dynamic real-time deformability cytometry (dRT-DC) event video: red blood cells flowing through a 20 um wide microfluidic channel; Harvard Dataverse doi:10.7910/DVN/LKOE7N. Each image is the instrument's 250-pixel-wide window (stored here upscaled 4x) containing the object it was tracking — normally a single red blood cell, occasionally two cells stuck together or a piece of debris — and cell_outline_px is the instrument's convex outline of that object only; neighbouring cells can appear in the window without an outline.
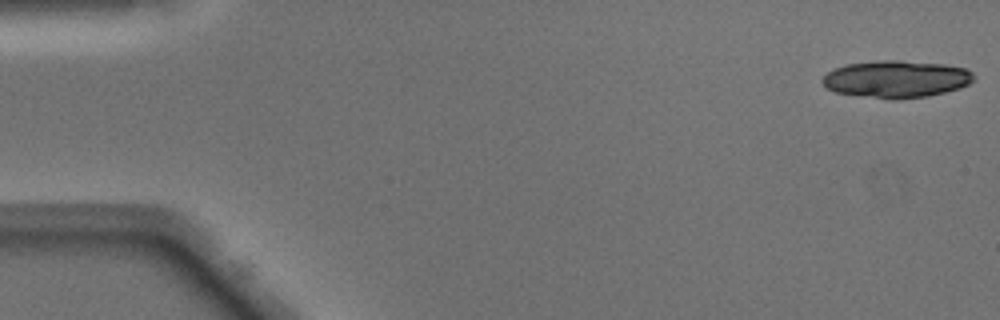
{"species": "Egyptian fruit bat (a non-hibernating species)", "species_latin": "Rousettus aegyptiacus", "temperature_condition": "warm", "stored_images_in_passage": 16, "camera_frame_rate_fps": 3000, "um_per_image_px": 0.085, "animal": {"sex": "male"}, "frame": {"image": 1, "passage_image": 1, "time_ms": 0.0, "image_size_px": [1000, 320], "cell_outline_px": [[976, 76], [968, 84], [960, 88], [928, 96], [900, 100], [888, 100], [836, 92], [828, 88], [820, 80], [832, 68], [848, 64], [876, 60], [900, 60], [944, 64], [964, 68], [972, 72]], "centroid_in_image_um": [76.18, 6.73], "position_along_channel_um": 8.8, "area_um2": 33.06}}
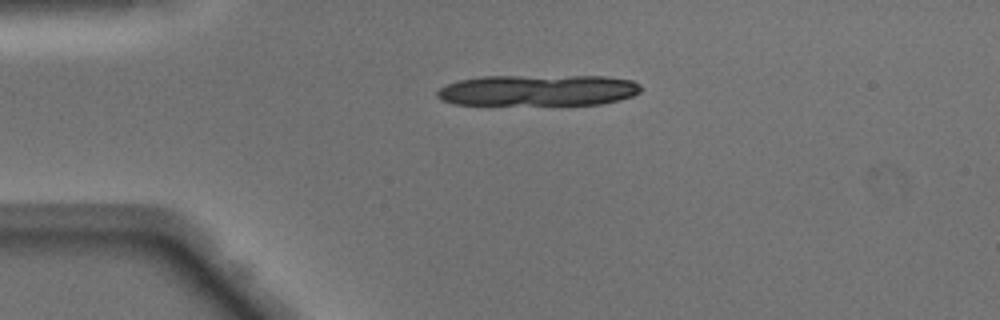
{"frame": {"image": 2, "passage_image": 11, "time_ms": 3.333, "image_size_px": [1000, 320], "cell_outline_px": [[640, 92], [632, 96], [620, 100], [600, 104], [456, 104], [440, 100], [436, 96], [436, 92], [440, 88], [448, 84], [460, 80], [484, 76], [604, 76], [632, 80], [640, 84]], "centroid_in_image_um": [45.75, 7.67], "position_along_channel_um": 39.2, "area_um2": 36.88}}